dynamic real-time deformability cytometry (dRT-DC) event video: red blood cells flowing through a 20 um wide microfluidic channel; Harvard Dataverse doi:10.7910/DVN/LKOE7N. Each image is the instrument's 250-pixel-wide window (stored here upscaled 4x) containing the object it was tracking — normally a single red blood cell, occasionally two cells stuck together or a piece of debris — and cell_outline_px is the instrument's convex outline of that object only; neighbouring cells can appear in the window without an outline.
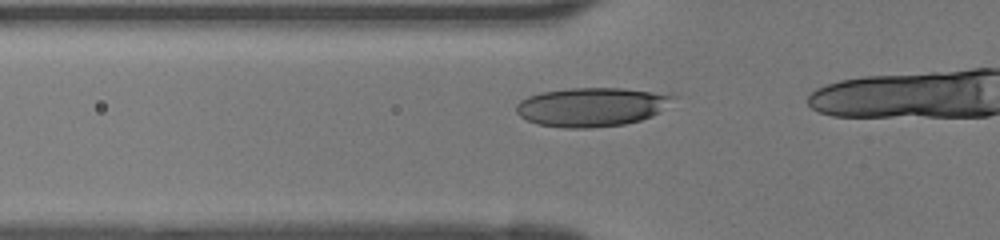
{"species": "human", "species_latin": "Homo sapiens", "temperature_condition": "room temperature", "stored_images_in_passage": 10, "camera_frame_rate_fps": 3000, "um_per_image_px": 0.085, "donor": {"sex": "female"}, "frame": {"image": 1, "passage_image": 5, "time_ms": 1.333, "image_size_px": [1000, 240], "cell_outline_px": [[680, 96], [660, 112], [652, 116], [640, 120], [624, 124], [588, 128], [564, 128], [536, 124], [520, 116], [516, 112], [516, 104], [520, 100], [528, 96], [540, 92], [572, 88], [624, 88], [676, 92]], "centroid_in_image_um": [50.4, 9.06], "position_along_channel_um": 75.4, "area_um2": 36.41}}
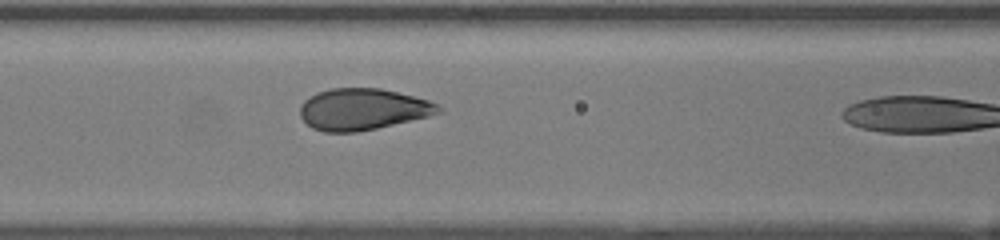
{"frame": {"image": 2, "passage_image": 9, "time_ms": 2.667, "image_size_px": [1000, 240], "cell_outline_px": [[444, 112], [428, 116], [376, 128], [356, 132], [324, 132], [312, 128], [300, 116], [300, 104], [308, 96], [316, 92], [328, 88], [380, 88], [428, 100], [440, 104]], "centroid_in_image_um": [30.81, 9.28], "position_along_channel_um": 135.8, "area_um2": 33.52}}